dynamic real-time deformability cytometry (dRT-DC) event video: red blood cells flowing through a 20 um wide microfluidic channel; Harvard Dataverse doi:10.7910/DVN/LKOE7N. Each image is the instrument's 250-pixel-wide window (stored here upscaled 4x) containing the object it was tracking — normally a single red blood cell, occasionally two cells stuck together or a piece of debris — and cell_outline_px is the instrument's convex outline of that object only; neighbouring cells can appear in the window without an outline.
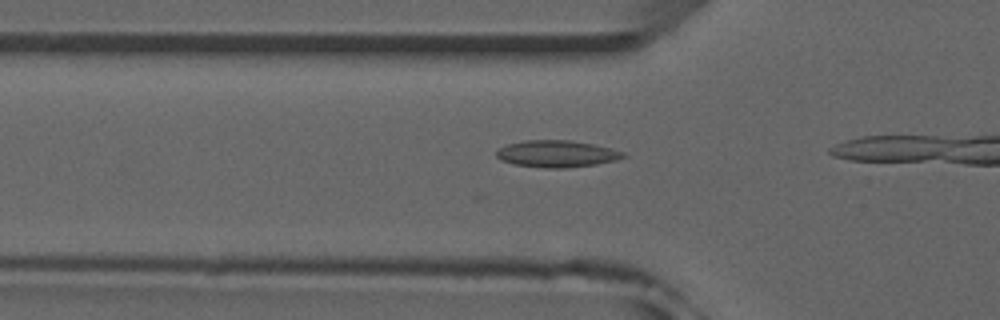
{"species": "common noctule bat (a hibernating species)", "species_latin": "Nyctalus noctula", "temperature_condition": "room temperature", "stored_images_in_passage": 5, "camera_frame_rate_fps": 3000, "um_per_image_px": 0.085, "animal": {"sex": "male", "forearm_length_mm": 52.5}, "frame": {"image": 1, "passage_image": 3, "time_ms": 0.667, "image_size_px": [1000, 320], "cell_outline_px": [[628, 156], [616, 160], [596, 164], [564, 168], [544, 168], [512, 164], [500, 160], [496, 156], [496, 152], [500, 148], [508, 144], [524, 140], [568, 140], [592, 144], [624, 152]], "centroid_in_image_um": [47.3, 13.08], "position_along_channel_um": 78.5, "area_um2": 19.77}}